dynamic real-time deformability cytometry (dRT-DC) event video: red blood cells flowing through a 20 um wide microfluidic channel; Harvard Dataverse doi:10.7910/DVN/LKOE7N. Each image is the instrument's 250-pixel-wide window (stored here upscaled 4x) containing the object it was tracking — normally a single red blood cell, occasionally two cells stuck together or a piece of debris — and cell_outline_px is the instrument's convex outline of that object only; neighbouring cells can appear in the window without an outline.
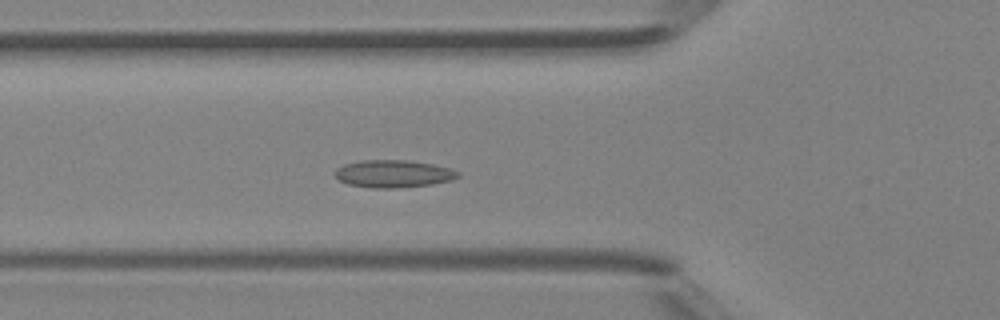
{"species": "Egyptian fruit bat (a non-hibernating species)", "species_latin": "Rousettus aegyptiacus", "temperature_condition": "room temperature", "stored_images_in_passage": 46, "segment_of_instrument_passage": [1, 2], "camera_frame_rate_fps": 3000, "um_per_image_px": 0.085, "animal": {"sex": "female"}, "frame": {"image": 1, "passage_image": 15, "time_ms": 4.667, "image_size_px": [1000, 320], "cell_outline_px": [[460, 176], [452, 180], [432, 184], [396, 188], [372, 188], [348, 184], [340, 180], [336, 176], [336, 168], [344, 164], [360, 160], [408, 160], [432, 164], [448, 168], [460, 172]], "centroid_in_image_um": [33.44, 14.77], "position_along_channel_um": 92.4, "area_um2": 19.65}}
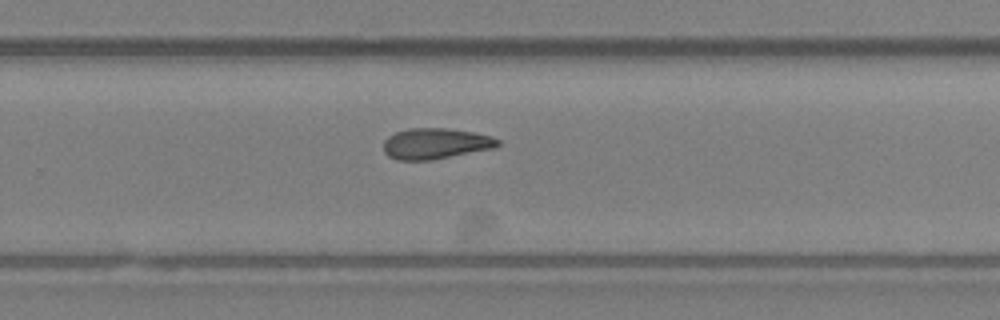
{"frame": {"image": 2, "passage_image": 29, "time_ms": 9.333, "image_size_px": [1000, 320], "cell_outline_px": [[500, 144], [496, 148], [432, 160], [396, 160], [388, 156], [384, 152], [384, 140], [388, 136], [396, 132], [408, 128], [444, 128], [472, 132], [492, 136], [500, 140]], "centroid_in_image_um": [37.03, 12.21], "position_along_channel_um": 292.8, "area_um2": 20.69}}
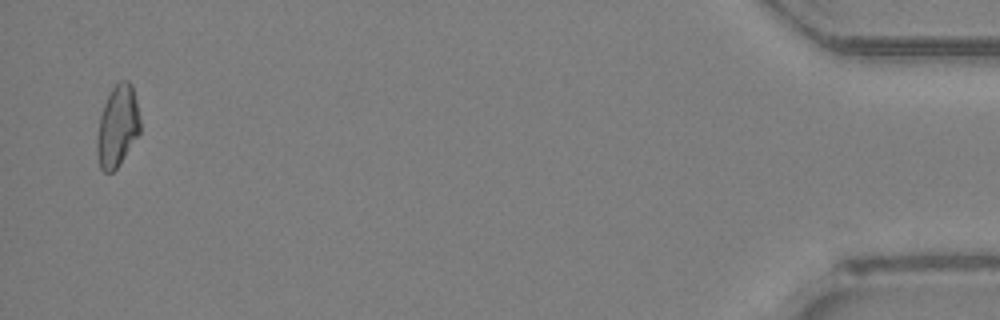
{"frame": {"image": 3, "passage_image": 44, "time_ms": 14.333, "image_size_px": [1000, 320], "cell_outline_px": [[140, 132], [120, 164], [112, 172], [104, 172], [100, 168], [96, 152], [96, 136], [100, 116], [104, 104], [112, 88], [120, 80], [128, 80], [132, 84], [136, 100], [140, 120]], "centroid_in_image_um": [9.97, 10.73], "position_along_channel_um": 425.2, "area_um2": 20.52}}